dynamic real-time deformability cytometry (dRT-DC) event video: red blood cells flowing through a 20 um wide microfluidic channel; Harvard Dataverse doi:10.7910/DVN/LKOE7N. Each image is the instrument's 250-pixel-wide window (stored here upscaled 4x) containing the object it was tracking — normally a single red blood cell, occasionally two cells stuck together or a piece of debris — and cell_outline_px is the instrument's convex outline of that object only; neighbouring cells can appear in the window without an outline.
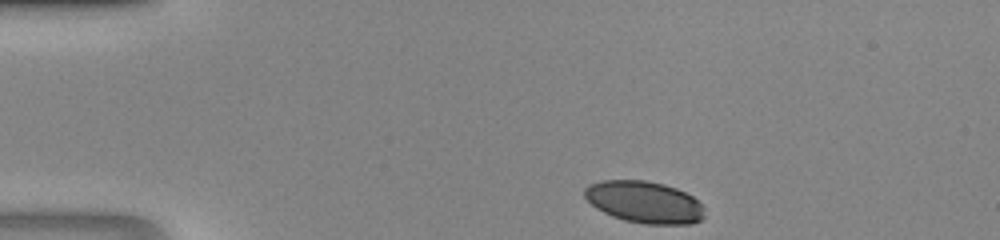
{"species": "human", "species_latin": "Homo sapiens", "temperature_condition": "room temperature", "stored_images_in_passage": 39, "camera_frame_rate_fps": 3000, "um_per_image_px": 0.085, "donor": {"sex": "male"}, "frame": {"image": 1, "passage_image": 1, "time_ms": 0.0, "image_size_px": [1000, 240], "cell_outline_px": [[704, 216], [700, 220], [692, 224], [644, 224], [624, 220], [612, 216], [596, 208], [584, 196], [584, 188], [588, 184], [600, 180], [644, 180], [664, 184], [676, 188], [692, 196], [704, 208]], "centroid_in_image_um": [54.75, 17.17], "position_along_channel_um": 30.3, "area_um2": 29.3}}
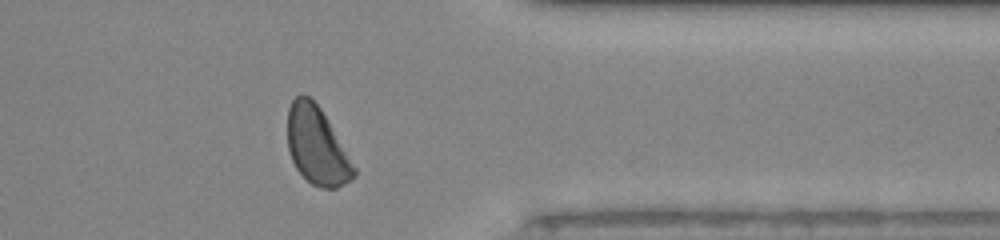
{"frame": {"image": 2, "passage_image": 30, "time_ms": 9.667, "image_size_px": [1000, 240], "cell_outline_px": [[356, 176], [352, 180], [336, 188], [320, 188], [312, 184], [296, 168], [292, 160], [288, 148], [288, 108], [292, 100], [300, 92], [308, 96], [320, 108], [356, 168]], "centroid_in_image_um": [26.93, 12.4], "position_along_channel_um": 384.5, "area_um2": 29.71}}
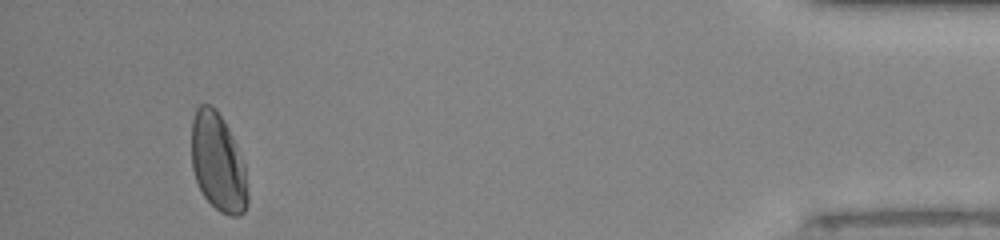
{"frame": {"image": 3, "passage_image": 36, "time_ms": 11.667, "image_size_px": [1000, 240], "cell_outline_px": [[248, 204], [244, 212], [240, 216], [228, 216], [220, 212], [204, 196], [196, 180], [192, 168], [192, 120], [196, 108], [200, 104], [208, 104], [216, 108], [224, 120], [236, 144], [244, 164], [248, 192]], "centroid_in_image_um": [18.54, 13.82], "position_along_channel_um": 416.7, "area_um2": 32.19}}